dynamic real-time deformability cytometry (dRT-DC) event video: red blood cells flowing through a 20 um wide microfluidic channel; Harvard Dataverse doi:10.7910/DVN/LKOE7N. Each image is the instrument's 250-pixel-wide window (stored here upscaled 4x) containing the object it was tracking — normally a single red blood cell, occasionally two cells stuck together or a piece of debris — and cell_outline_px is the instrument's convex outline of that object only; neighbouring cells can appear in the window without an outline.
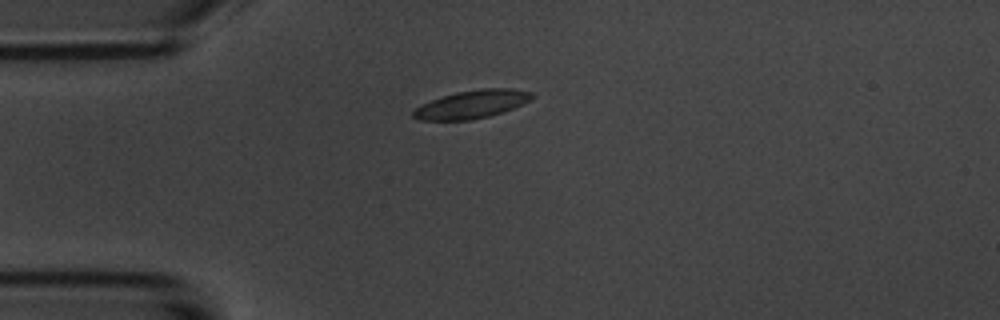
{"species": "common noctule bat (a hibernating species)", "species_latin": "Nyctalus noctula", "temperature_condition": "room temperature", "stored_images_in_passage": 12, "camera_frame_rate_fps": 3000, "um_per_image_px": 0.085, "animal": {"sex": "male", "body_mass_g": 20.1, "forearm_length_mm": 53.5}, "frame": {"image": 1, "passage_image": 1, "time_ms": 0.0, "image_size_px": [1000, 320], "cell_outline_px": [[536, 96], [512, 108], [488, 116], [472, 120], [420, 120], [412, 116], [412, 112], [416, 108], [440, 96], [456, 92], [480, 88], [508, 88], [536, 92]], "centroid_in_image_um": [40.12, 8.85], "position_along_channel_um": 44.9, "area_um2": 19.31}}
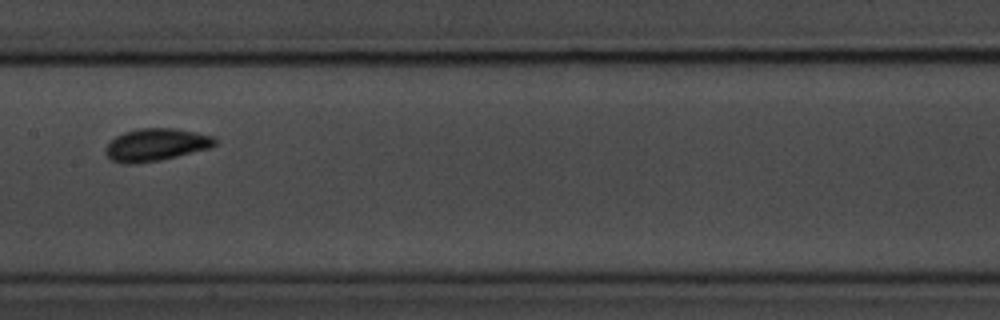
{"frame": {"image": 2, "passage_image": 5, "time_ms": 4.667, "image_size_px": [1000, 320], "cell_outline_px": [[216, 144], [208, 148], [160, 160], [136, 164], [124, 164], [112, 160], [104, 152], [104, 148], [116, 136], [124, 132], [140, 128], [176, 128], [196, 132], [212, 136], [216, 140]], "centroid_in_image_um": [13.22, 12.3], "position_along_channel_um": 194.2, "area_um2": 20.58}}
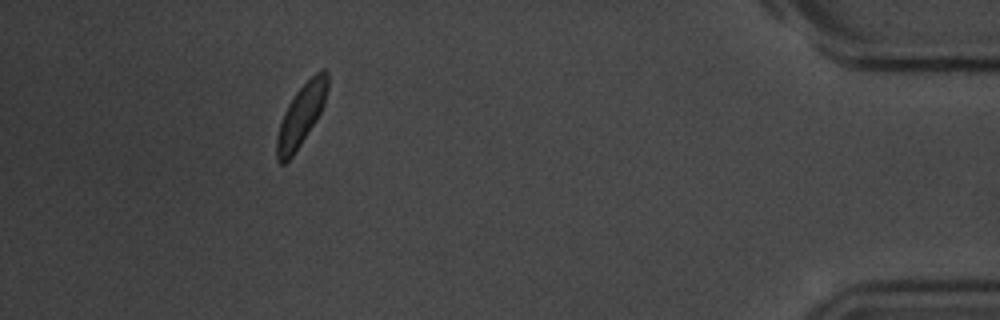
{"frame": {"image": 3, "passage_image": 11, "time_ms": 12.333, "image_size_px": [1000, 320], "cell_outline_px": [[328, 88], [324, 104], [316, 120], [292, 156], [284, 164], [280, 164], [276, 160], [276, 136], [284, 112], [292, 96], [320, 68], [324, 68], [328, 72]], "centroid_in_image_um": [25.59, 9.78], "position_along_channel_um": 409.6, "area_um2": 18.09}, "authors_computed_cell_mechanics": {"area_um2": 18.9584, "velocity_mm_per_s": 3.5623, "shape_relaxation_time_tau1_ms": 0.9942, "shape_relaxation_time_tau2_ms": null, "deformation_change_tau1": 0.0575, "deformation_change_tau2": null}}